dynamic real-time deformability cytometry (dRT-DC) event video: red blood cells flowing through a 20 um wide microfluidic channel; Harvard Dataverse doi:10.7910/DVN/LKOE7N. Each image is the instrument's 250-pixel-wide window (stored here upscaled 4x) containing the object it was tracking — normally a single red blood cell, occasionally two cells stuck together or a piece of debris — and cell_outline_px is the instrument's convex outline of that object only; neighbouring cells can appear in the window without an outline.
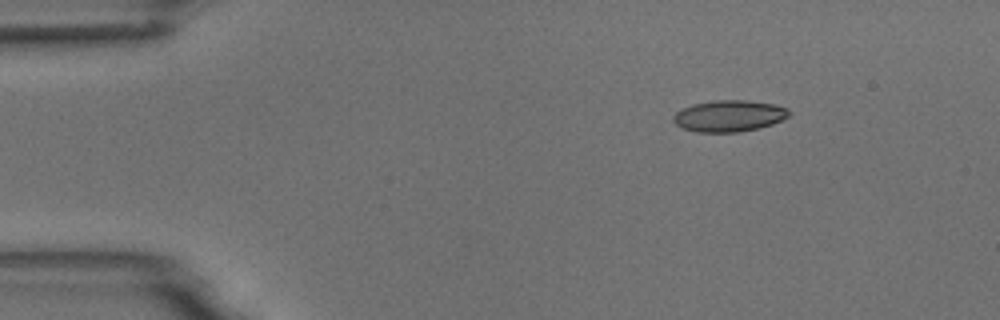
{"species": "common noctule bat (a hibernating species)", "species_latin": "Nyctalus noctula", "temperature_condition": "room temperature", "stored_images_in_passage": 4, "segment_of_instrument_passage": [1, 2], "camera_frame_rate_fps": 3000, "um_per_image_px": 0.085, "animal": {"sex": "male", "body_mass_g": 18.8}, "frame": {"image": 1, "passage_image": 1, "time_ms": 0.0, "image_size_px": [1000, 320], "cell_outline_px": [[792, 112], [788, 116], [772, 124], [760, 128], [740, 132], [696, 132], [684, 128], [676, 124], [672, 120], [672, 116], [676, 112], [692, 104], [716, 100], [744, 100], [772, 104], [784, 108]], "centroid_in_image_um": [61.94, 9.86], "position_along_channel_um": 23.1, "area_um2": 21.04}}